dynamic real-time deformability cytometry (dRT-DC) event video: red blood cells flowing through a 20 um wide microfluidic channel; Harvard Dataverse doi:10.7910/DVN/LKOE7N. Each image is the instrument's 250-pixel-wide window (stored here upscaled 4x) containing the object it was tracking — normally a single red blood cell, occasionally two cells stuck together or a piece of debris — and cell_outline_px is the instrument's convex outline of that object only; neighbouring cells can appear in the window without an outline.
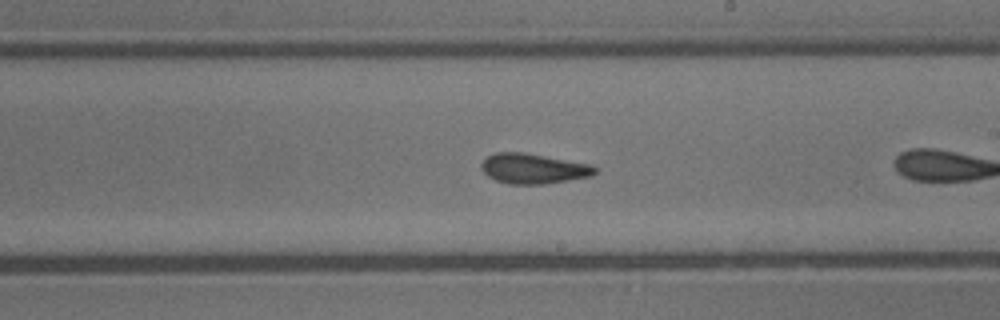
{"species": "common noctule bat (a hibernating species)", "species_latin": "Nyctalus noctula", "temperature_condition": "cold", "stored_images_in_passage": 27, "camera_frame_rate_fps": 3000, "um_per_image_px": 0.085, "animal": {"sex": "male", "body_mass_g": 13.3}, "frame": {"image": 1, "passage_image": 16, "time_ms": 5.0, "image_size_px": [1000, 320], "cell_outline_px": [[596, 172], [592, 176], [544, 184], [508, 184], [496, 180], [488, 176], [480, 168], [480, 164], [488, 156], [496, 152], [524, 152], [592, 164], [596, 168]], "centroid_in_image_um": [45.34, 14.33], "position_along_channel_um": 243.7, "area_um2": 20.0}}